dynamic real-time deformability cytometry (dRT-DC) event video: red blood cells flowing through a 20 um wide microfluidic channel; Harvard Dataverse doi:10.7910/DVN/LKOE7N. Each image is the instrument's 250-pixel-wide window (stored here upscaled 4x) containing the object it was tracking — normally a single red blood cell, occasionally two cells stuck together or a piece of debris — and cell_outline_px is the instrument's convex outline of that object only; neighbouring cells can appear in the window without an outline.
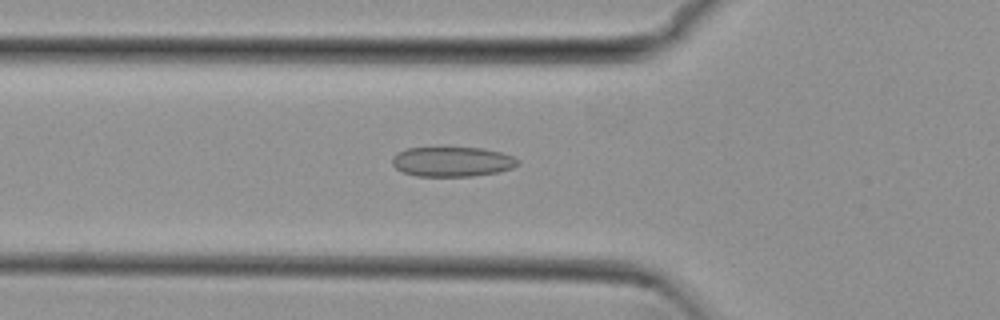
{"species": "common noctule bat (a hibernating species)", "species_latin": "Nyctalus noctula", "temperature_condition": "cold", "stored_images_in_passage": 49, "camera_frame_rate_fps": 3000, "um_per_image_px": 0.085, "animal": {"sex": "female", "body_mass_g": 29.2, "forearm_length_mm": 56.3}, "frame": {"image": 1, "passage_image": 19, "time_ms": 6.0, "image_size_px": [1000, 320], "cell_outline_px": [[520, 164], [512, 168], [500, 172], [472, 176], [416, 176], [404, 172], [396, 168], [392, 164], [392, 156], [396, 152], [408, 148], [484, 148], [500, 152], [512, 156], [520, 160]], "centroid_in_image_um": [38.45, 13.74], "position_along_channel_um": 87.3, "area_um2": 21.91}}
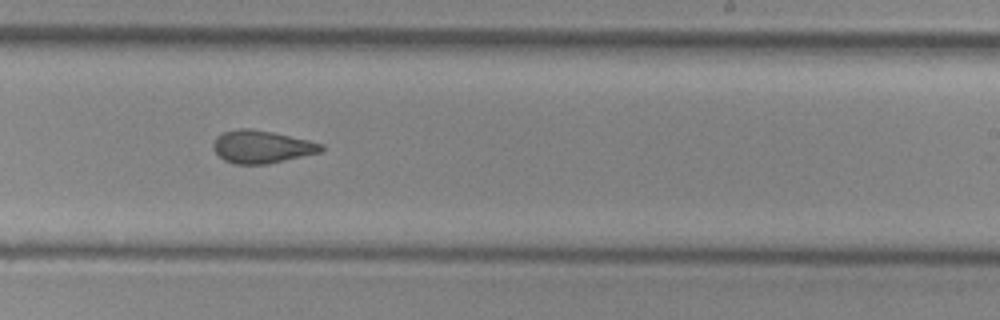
{"frame": {"image": 2, "passage_image": 33, "time_ms": 10.667, "image_size_px": [1000, 320], "cell_outline_px": [[324, 148], [320, 152], [268, 164], [236, 164], [224, 160], [216, 152], [212, 144], [216, 136], [224, 132], [236, 128], [248, 128], [272, 132], [308, 140], [324, 144]], "centroid_in_image_um": [22.23, 12.47], "position_along_channel_um": 266.8, "area_um2": 20.46}}
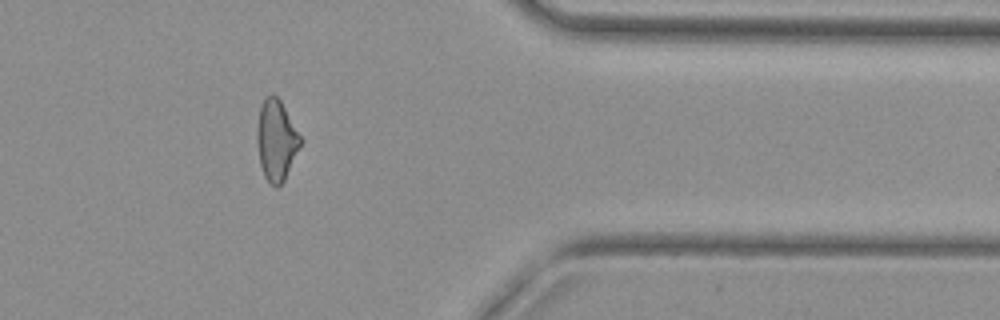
{"frame": {"image": 3, "passage_image": 44, "time_ms": 14.333, "image_size_px": [1000, 320], "cell_outline_px": [[304, 140], [284, 180], [276, 188], [264, 176], [260, 164], [256, 140], [256, 132], [260, 108], [264, 100], [272, 92], [280, 100]], "centroid_in_image_um": [23.5, 11.92], "position_along_channel_um": 387.9, "area_um2": 20.46}}